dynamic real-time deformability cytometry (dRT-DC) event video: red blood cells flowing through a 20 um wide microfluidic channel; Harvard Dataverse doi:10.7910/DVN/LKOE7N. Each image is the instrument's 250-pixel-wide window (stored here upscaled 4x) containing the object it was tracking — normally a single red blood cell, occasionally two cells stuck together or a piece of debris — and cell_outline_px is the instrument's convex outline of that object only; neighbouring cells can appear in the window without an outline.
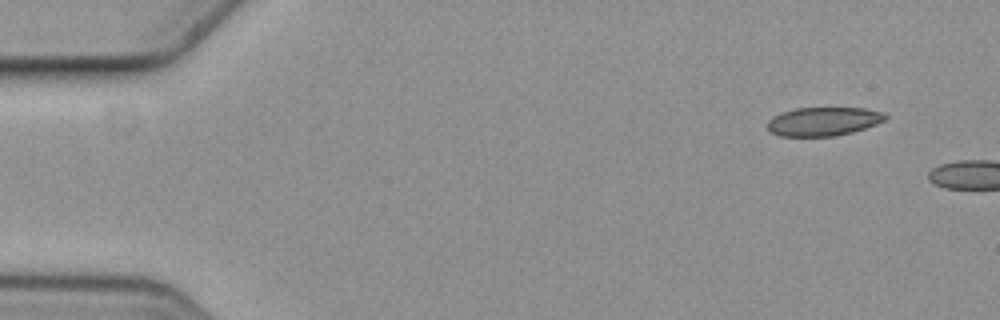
{"species": "common noctule bat (a hibernating species)", "species_latin": "Nyctalus noctula", "temperature_condition": "cold", "stored_images_in_passage": 2, "camera_frame_rate_fps": 3000, "um_per_image_px": 0.085, "animal": {"sex": "female", "body_mass_g": 19.3, "forearm_length_mm": 54.1}, "frame": {"image": 1, "passage_image": 1, "time_ms": 0.0, "image_size_px": [1000, 320], "cell_outline_px": [[888, 116], [884, 120], [876, 124], [852, 132], [836, 136], [780, 136], [772, 132], [768, 128], [768, 120], [772, 116], [796, 108], [864, 108], [888, 112]], "centroid_in_image_um": [70.03, 10.31], "position_along_channel_um": 15.0, "area_um2": 19.71}}